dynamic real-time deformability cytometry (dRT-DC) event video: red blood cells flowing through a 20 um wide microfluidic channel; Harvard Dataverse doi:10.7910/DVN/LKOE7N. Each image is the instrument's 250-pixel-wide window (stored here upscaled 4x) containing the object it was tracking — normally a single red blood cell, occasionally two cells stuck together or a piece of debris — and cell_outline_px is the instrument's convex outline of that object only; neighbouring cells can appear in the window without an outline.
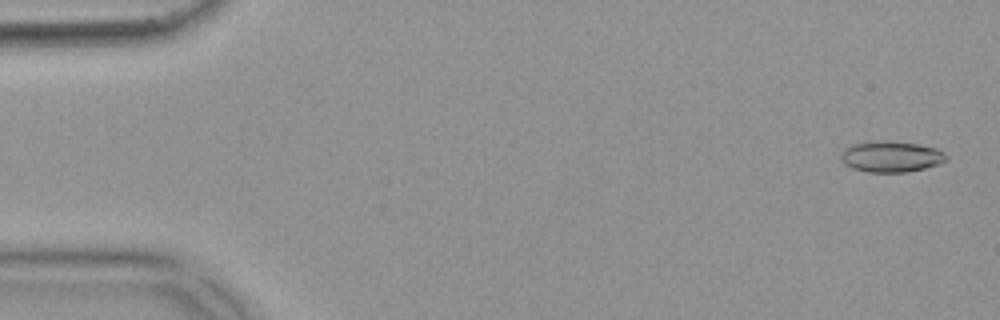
{"species": "common noctule bat (a hibernating species)", "species_latin": "Nyctalus noctula", "temperature_condition": "warm", "stored_images_in_passage": 53, "camera_frame_rate_fps": 3000, "um_per_image_px": 0.085, "animal": {"sex": "female", "body_mass_g": 18.4}, "frame": {"image": 1, "passage_image": 2, "time_ms": 0.333, "image_size_px": [1000, 320], "cell_outline_px": [[948, 160], [940, 164], [924, 168], [904, 172], [868, 172], [852, 168], [844, 164], [840, 160], [840, 152], [844, 148], [852, 144], [872, 140], [888, 140], [916, 144], [936, 148], [944, 152], [948, 156]], "centroid_in_image_um": [75.71, 13.3], "position_along_channel_um": 9.3, "area_um2": 19.36}}
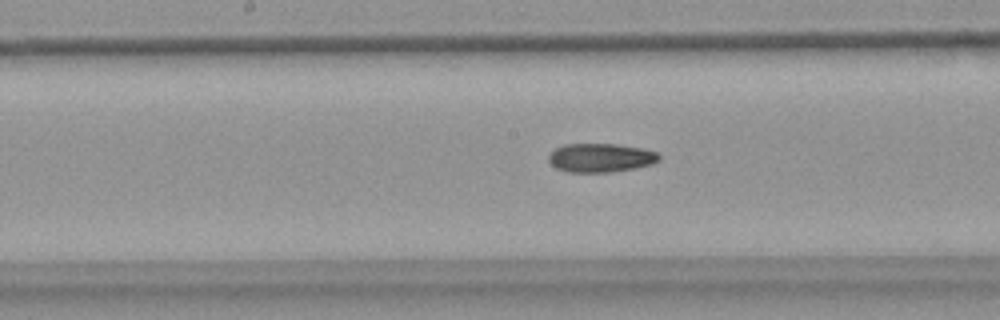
{"frame": {"image": 2, "passage_image": 27, "time_ms": 8.667, "image_size_px": [1000, 320], "cell_outline_px": [[660, 160], [652, 164], [636, 168], [612, 172], [568, 172], [556, 168], [548, 160], [548, 156], [556, 148], [564, 144], [616, 144], [640, 148], [656, 152], [660, 156]], "centroid_in_image_um": [51.06, 13.41], "position_along_channel_um": 197.1, "area_um2": 18.5}}
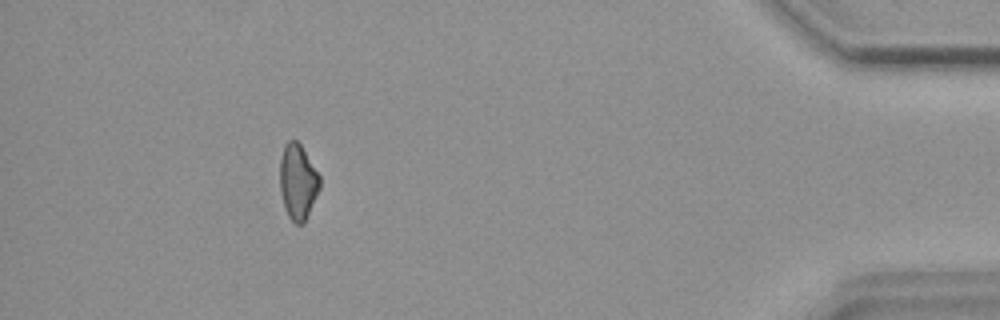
{"frame": {"image": 3, "passage_image": 48, "time_ms": 15.667, "image_size_px": [1000, 320], "cell_outline_px": [[320, 188], [304, 224], [296, 224], [288, 216], [284, 208], [280, 192], [280, 156], [284, 144], [288, 140], [296, 140], [300, 144], [320, 176]], "centroid_in_image_um": [25.3, 15.46], "position_along_channel_um": 409.9, "area_um2": 17.63}}